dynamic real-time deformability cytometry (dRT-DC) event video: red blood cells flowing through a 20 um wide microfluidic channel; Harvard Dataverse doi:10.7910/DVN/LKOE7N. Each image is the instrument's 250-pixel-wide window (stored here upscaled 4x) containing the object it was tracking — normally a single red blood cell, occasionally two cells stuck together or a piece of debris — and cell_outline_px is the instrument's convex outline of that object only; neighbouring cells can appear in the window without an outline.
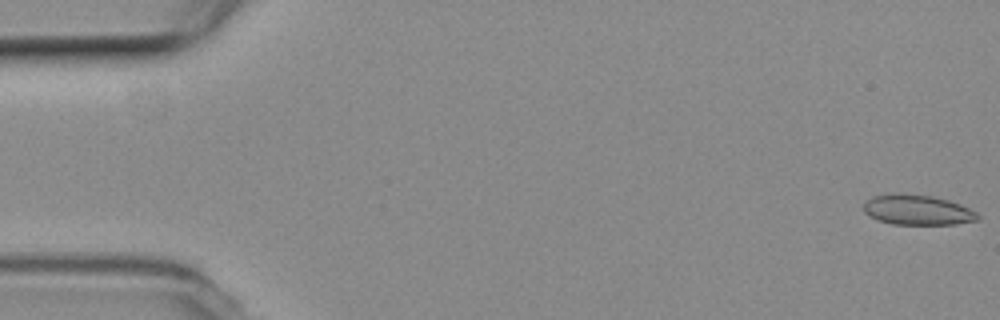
{"species": "common noctule bat (a hibernating species)", "species_latin": "Nyctalus noctula", "temperature_condition": "room temperature", "stored_images_in_passage": 15, "camera_frame_rate_fps": 3000, "um_per_image_px": 0.085, "animal": {"sex": "female", "body_mass_g": 19.3, "forearm_length_mm": 54.1}, "frame": {"image": 1, "passage_image": 1, "time_ms": 0.0, "image_size_px": [1000, 320], "cell_outline_px": [[980, 220], [956, 224], [892, 224], [868, 216], [864, 212], [864, 200], [872, 196], [892, 192], [900, 192], [932, 196], [948, 200], [960, 204], [976, 212], [980, 216]], "centroid_in_image_um": [77.95, 17.82], "position_along_channel_um": 7.1, "area_um2": 20.35}}
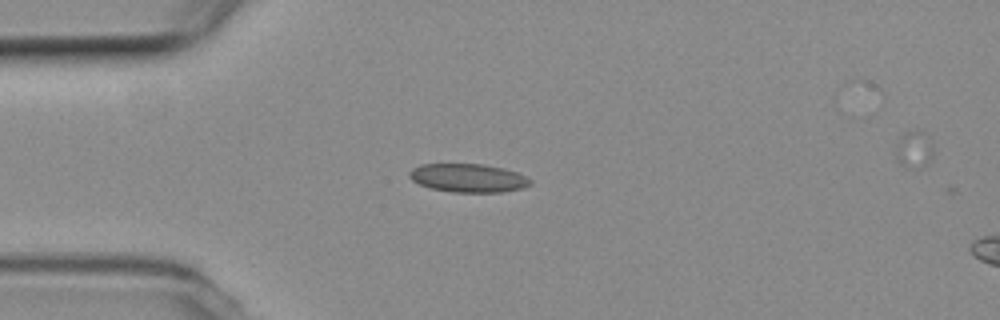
{"frame": {"image": 2, "passage_image": 14, "time_ms": 4.333, "image_size_px": [1000, 320], "cell_outline_px": [[532, 184], [524, 188], [504, 192], [452, 192], [432, 188], [420, 184], [412, 180], [408, 176], [408, 172], [412, 168], [420, 164], [484, 164], [504, 168], [516, 172], [532, 180]], "centroid_in_image_um": [39.81, 15.12], "position_along_channel_um": 45.2, "area_um2": 20.17}}